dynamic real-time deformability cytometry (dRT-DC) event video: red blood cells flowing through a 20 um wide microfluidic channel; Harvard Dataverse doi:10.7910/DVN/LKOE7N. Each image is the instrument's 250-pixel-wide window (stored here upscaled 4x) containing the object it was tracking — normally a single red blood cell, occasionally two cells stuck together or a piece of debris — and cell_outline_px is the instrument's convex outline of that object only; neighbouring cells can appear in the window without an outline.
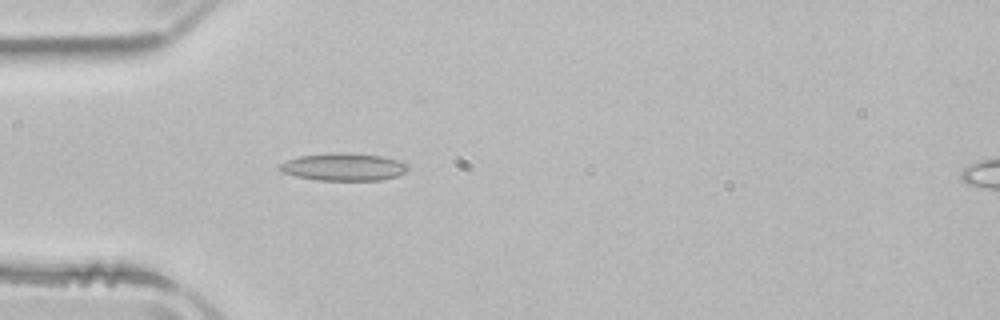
{"species": "common noctule bat (a hibernating species)", "species_latin": "Nyctalus noctula", "temperature_condition": "room temperature", "stored_images_in_passage": 41, "camera_frame_rate_fps": 3000, "um_per_image_px": 0.085, "animal": {"sex": "male", "body_mass_g": 21.5, "forearm_length_mm": 52.0}, "frame": {"image": 1, "passage_image": 4, "time_ms": 1.0, "image_size_px": [1000, 320], "cell_outline_px": [[408, 168], [404, 172], [396, 176], [380, 180], [316, 180], [296, 176], [284, 172], [276, 168], [280, 164], [288, 160], [300, 156], [328, 152], [348, 152], [384, 156], [400, 160], [408, 164]], "centroid_in_image_um": [29.22, 14.17], "position_along_channel_um": 55.8, "area_um2": 20.75}}
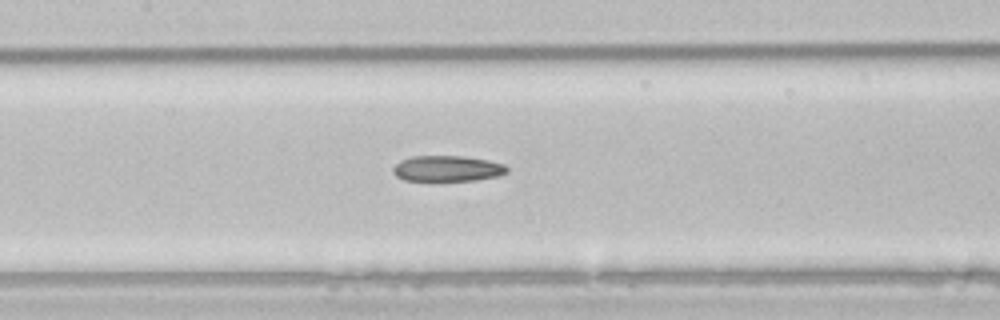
{"frame": {"image": 2, "passage_image": 13, "time_ms": 4.0, "image_size_px": [1000, 320], "cell_outline_px": [[508, 172], [500, 176], [476, 180], [432, 184], [404, 180], [396, 176], [392, 172], [392, 168], [400, 160], [412, 156], [464, 156], [488, 160], [504, 164], [508, 168]], "centroid_in_image_um": [37.98, 14.38], "position_along_channel_um": 169.4, "area_um2": 18.21}}
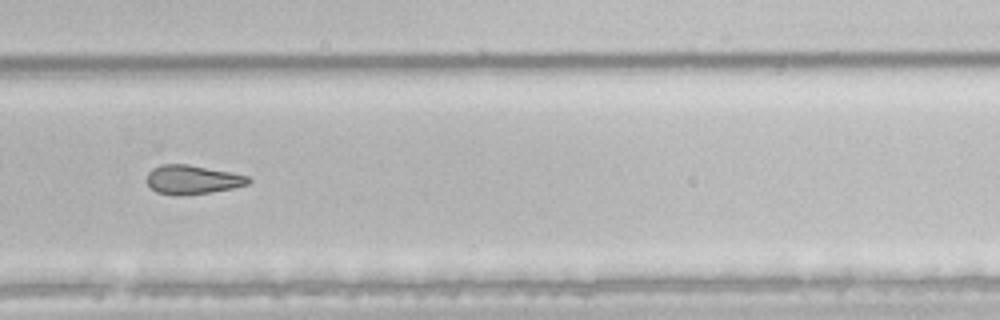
{"frame": {"image": 3, "passage_image": 24, "time_ms": 7.667, "image_size_px": [1000, 320], "cell_outline_px": [[252, 180], [248, 184], [232, 188], [208, 192], [176, 196], [156, 192], [144, 180], [148, 172], [152, 168], [160, 164], [188, 164], [232, 172], [248, 176]], "centroid_in_image_um": [16.32, 15.25], "position_along_channel_um": 313.5, "area_um2": 17.28}, "authors_computed_cell_mechanics": {"area_um2": 18.3804, "velocity_mm_per_s": 3.9492, "shape_relaxation_time_tau1_ms": null, "shape_relaxation_time_tau2_ms": 6.5577, "deformation_change_tau1": null, "deformation_change_tau2": 0.168}}